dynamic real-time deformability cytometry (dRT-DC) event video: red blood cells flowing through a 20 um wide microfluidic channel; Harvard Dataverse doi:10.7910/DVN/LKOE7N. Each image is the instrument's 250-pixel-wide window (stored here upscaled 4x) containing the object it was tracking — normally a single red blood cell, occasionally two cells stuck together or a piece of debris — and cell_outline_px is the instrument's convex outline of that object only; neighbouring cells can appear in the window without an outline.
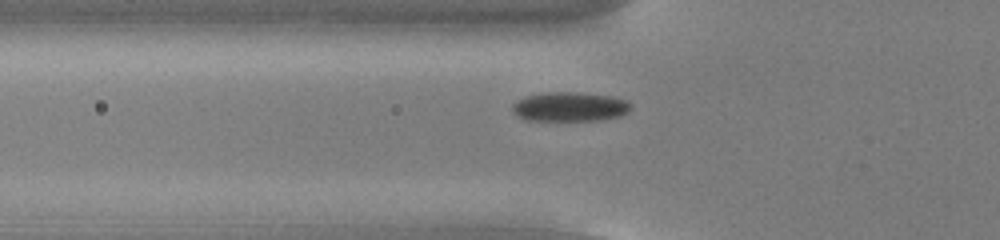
{"species": "common noctule bat (a hibernating species)", "species_latin": "Nyctalus noctula", "temperature_condition": "cold", "stored_images_in_passage": 51, "camera_frame_rate_fps": 3000, "um_per_image_px": 0.085, "animal": {"sex": "male", "body_mass_g": 13.0, "forearm_length_mm": 53.1}, "frame": {"image": 1, "passage_image": 16, "time_ms": 5.0, "image_size_px": [1000, 240], "cell_outline_px": [[632, 108], [628, 112], [620, 116], [600, 120], [524, 120], [516, 116], [512, 112], [512, 104], [516, 100], [524, 96], [544, 92], [580, 92], [612, 96], [628, 100], [632, 104]], "centroid_in_image_um": [48.42, 9.06], "position_along_channel_um": 77.4, "area_um2": 20.69}}
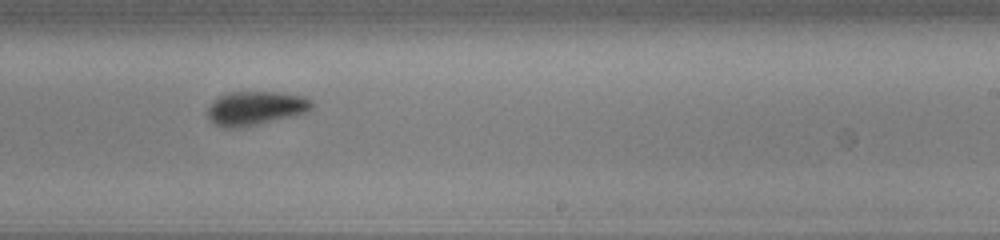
{"frame": {"image": 2, "passage_image": 31, "time_ms": 10.0, "image_size_px": [1000, 240], "cell_outline_px": [[316, 104], [308, 112], [244, 128], [220, 128], [208, 116], [208, 108], [216, 96], [228, 92], [276, 92], [304, 96], [312, 100]], "centroid_in_image_um": [21.74, 9.2], "position_along_channel_um": 267.3, "area_um2": 20.92}}
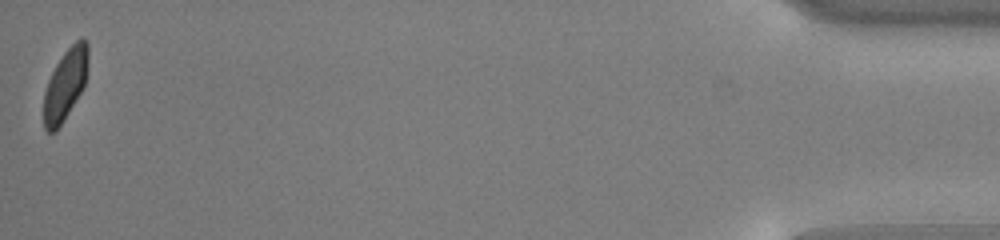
{"frame": {"image": 3, "passage_image": 51, "time_ms": 16.667, "image_size_px": [1000, 240], "cell_outline_px": [[88, 68], [84, 88], [56, 132], [48, 132], [44, 128], [44, 92], [48, 80], [56, 64], [64, 52], [76, 40], [84, 36], [88, 40]], "centroid_in_image_um": [5.58, 7.15], "position_along_channel_um": 429.6, "area_um2": 18.61}, "authors_computed_cell_mechanics": {"area_um2": 20.0566, "velocity_mm_per_s": 3.7934, "shape_relaxation_time_tau1_ms": 4.0172, "shape_relaxation_time_tau2_ms": 2.2535, "deformation_change_tau1": 0.1327, "deformation_change_tau2": 0.0557}}